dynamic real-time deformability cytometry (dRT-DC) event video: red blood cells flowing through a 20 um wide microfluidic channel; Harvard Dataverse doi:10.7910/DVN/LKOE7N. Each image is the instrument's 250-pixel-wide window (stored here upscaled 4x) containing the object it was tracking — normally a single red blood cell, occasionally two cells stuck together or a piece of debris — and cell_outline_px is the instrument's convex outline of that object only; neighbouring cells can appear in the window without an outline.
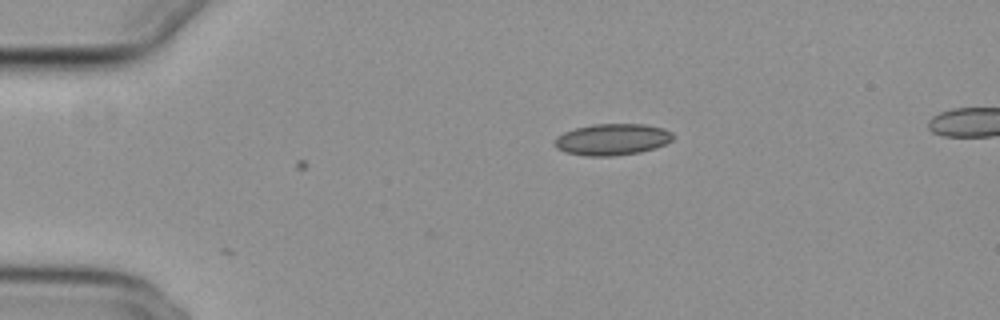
{"species": "common noctule bat (a hibernating species)", "species_latin": "Nyctalus noctula", "temperature_condition": "cold", "stored_images_in_passage": 2, "camera_frame_rate_fps": 3000, "um_per_image_px": 0.085, "animal": {"sex": "female", "body_mass_g": 29.2, "forearm_length_mm": 56.3}, "frame": {"image": 1, "passage_image": 2, "time_ms": 0.333, "image_size_px": [1000, 320], "cell_outline_px": [[676, 136], [672, 140], [656, 148], [640, 152], [612, 156], [588, 156], [564, 152], [556, 148], [556, 136], [564, 132], [576, 128], [592, 124], [644, 124], [664, 128], [672, 132]], "centroid_in_image_um": [52.07, 11.85], "position_along_channel_um": 32.9, "area_um2": 21.79}}